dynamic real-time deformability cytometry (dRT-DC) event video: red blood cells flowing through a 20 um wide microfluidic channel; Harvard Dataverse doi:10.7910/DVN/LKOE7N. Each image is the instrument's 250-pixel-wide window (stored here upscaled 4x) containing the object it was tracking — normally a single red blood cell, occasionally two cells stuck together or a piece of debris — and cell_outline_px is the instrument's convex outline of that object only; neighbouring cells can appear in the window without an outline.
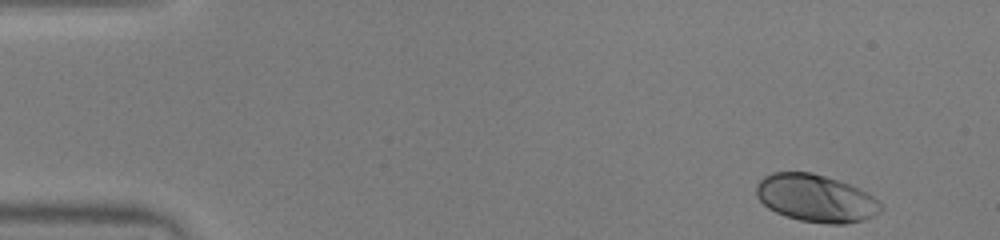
{"species": "human", "species_latin": "Homo sapiens", "temperature_condition": "warm", "stored_images_in_passage": 49, "camera_frame_rate_fps": 3000, "um_per_image_px": 0.085, "donor": {"sex": "male"}, "frame": {"image": 1, "passage_image": 1, "time_ms": 0.0, "image_size_px": [1000, 240], "cell_outline_px": [[880, 212], [864, 220], [844, 224], [828, 224], [800, 220], [784, 216], [768, 208], [756, 196], [756, 184], [764, 176], [772, 172], [812, 172], [860, 188], [872, 196], [880, 204]], "centroid_in_image_um": [69.31, 16.85], "position_along_channel_um": 15.7, "area_um2": 34.28}}
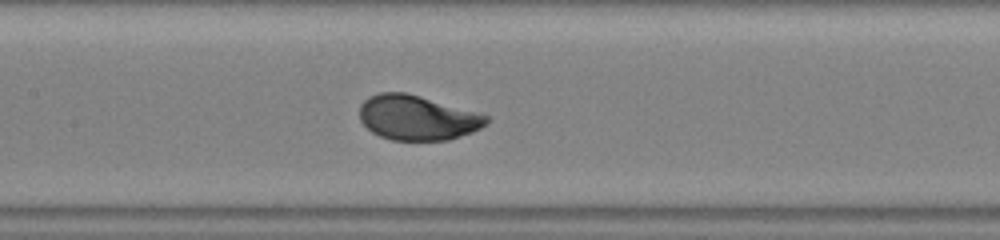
{"frame": {"image": 2, "passage_image": 22, "time_ms": 7.0, "image_size_px": [1000, 240], "cell_outline_px": [[488, 124], [472, 132], [448, 140], [392, 140], [380, 136], [372, 132], [360, 120], [360, 104], [368, 96], [380, 92], [404, 92], [420, 96], [476, 112], [488, 116]], "centroid_in_image_um": [35.45, 10.0], "position_along_channel_um": 172.0, "area_um2": 32.95}}
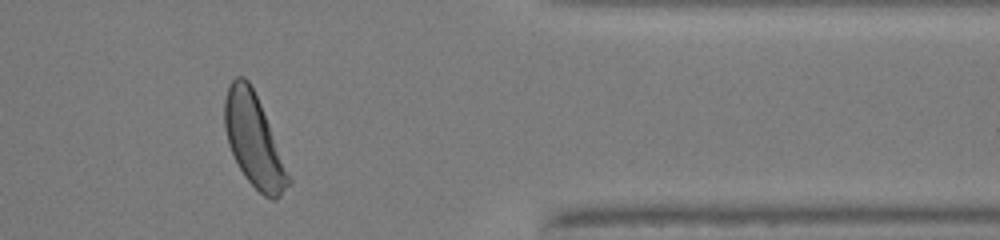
{"frame": {"image": 3, "passage_image": 40, "time_ms": 13.0, "image_size_px": [1000, 240], "cell_outline_px": [[292, 184], [276, 200], [272, 200], [264, 196], [244, 176], [228, 144], [224, 128], [224, 100], [228, 88], [232, 80], [236, 76], [244, 76], [248, 80], [260, 104], [292, 180]], "centroid_in_image_um": [21.58, 11.97], "position_along_channel_um": 389.8, "area_um2": 33.87}, "authors_computed_cell_mechanics": {"area_um2": 33.524, "velocity_mm_per_s": 3.9593, "shape_relaxation_time_tau1_ms": 2.2138, "shape_relaxation_time_tau2_ms": null, "deformation_change_tau1": 0.1639, "deformation_change_tau2": null}}